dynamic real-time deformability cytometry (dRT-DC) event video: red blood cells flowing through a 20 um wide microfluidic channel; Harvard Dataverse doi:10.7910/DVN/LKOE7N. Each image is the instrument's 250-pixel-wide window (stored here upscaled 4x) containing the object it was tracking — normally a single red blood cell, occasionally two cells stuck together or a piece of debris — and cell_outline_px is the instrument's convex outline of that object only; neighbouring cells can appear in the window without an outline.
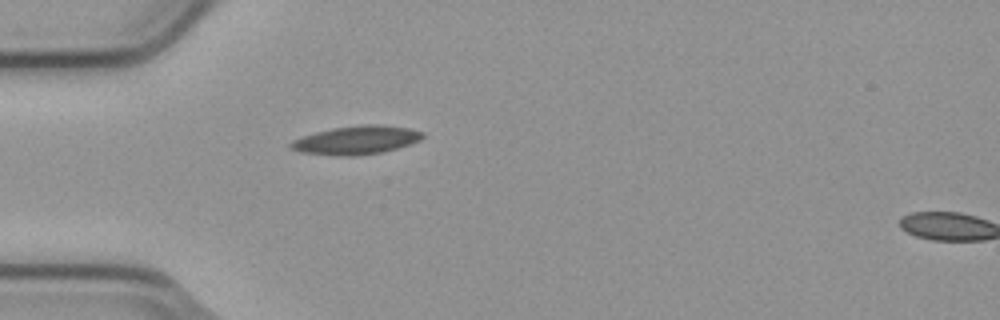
{"species": "common noctule bat (a hibernating species)", "species_latin": "Nyctalus noctula", "temperature_condition": "cold", "stored_images_in_passage": 2, "camera_frame_rate_fps": 3000, "um_per_image_px": 0.085, "animal": {"sex": "male", "body_mass_g": 23.1, "forearm_length_mm": 52.7}, "frame": {"image": 1, "passage_image": 1, "time_ms": 0.0, "image_size_px": [1000, 320], "cell_outline_px": [[424, 136], [420, 140], [396, 148], [380, 152], [352, 156], [340, 156], [300, 152], [288, 148], [288, 144], [292, 140], [316, 132], [332, 128], [364, 124], [380, 124], [408, 128], [424, 132]], "centroid_in_image_um": [30.25, 11.9], "position_along_channel_um": 54.7, "area_um2": 21.79}}